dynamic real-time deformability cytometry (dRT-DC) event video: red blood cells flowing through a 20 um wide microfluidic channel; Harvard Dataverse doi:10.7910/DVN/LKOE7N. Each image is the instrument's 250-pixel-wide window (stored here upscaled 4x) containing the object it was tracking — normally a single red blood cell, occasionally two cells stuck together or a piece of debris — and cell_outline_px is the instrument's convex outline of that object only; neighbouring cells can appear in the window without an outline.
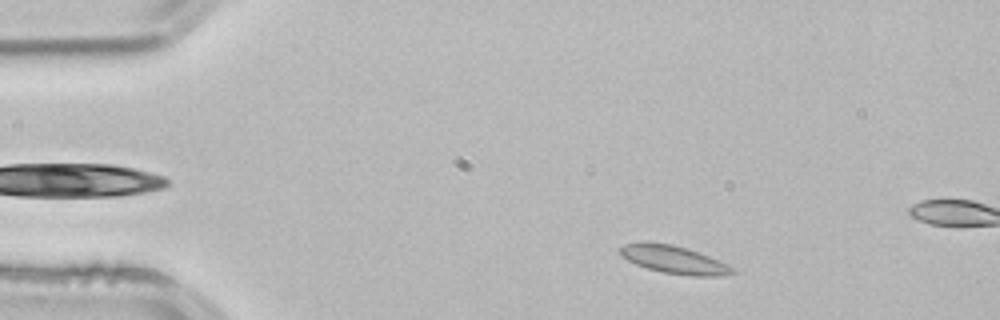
{"species": "common noctule bat (a hibernating species)", "species_latin": "Nyctalus noctula", "temperature_condition": "room temperature", "stored_images_in_passage": 4, "camera_frame_rate_fps": 3000, "um_per_image_px": 0.085, "animal": {"sex": "male", "body_mass_g": 21.5, "forearm_length_mm": 52.0}, "frame": {"image": 1, "passage_image": 4, "time_ms": 1.0, "image_size_px": [1000, 320], "cell_outline_px": [[736, 272], [720, 276], [688, 276], [664, 272], [648, 268], [636, 264], [620, 256], [620, 248], [624, 244], [644, 240], [648, 240], [672, 244], [708, 256], [728, 264], [736, 268]], "centroid_in_image_um": [57.26, 22.05], "position_along_channel_um": 27.7, "area_um2": 18.38}}